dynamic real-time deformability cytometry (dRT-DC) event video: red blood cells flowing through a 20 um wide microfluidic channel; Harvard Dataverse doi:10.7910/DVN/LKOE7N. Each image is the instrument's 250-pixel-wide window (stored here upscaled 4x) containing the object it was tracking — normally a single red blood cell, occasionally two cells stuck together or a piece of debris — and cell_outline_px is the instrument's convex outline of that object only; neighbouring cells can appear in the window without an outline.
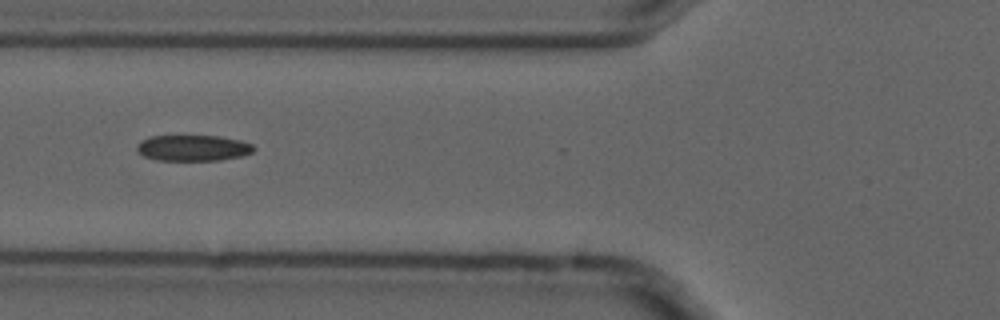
{"species": "common noctule bat (a hibernating species)", "species_latin": "Nyctalus noctula", "temperature_condition": "cold", "stored_images_in_passage": 4, "camera_frame_rate_fps": 3000, "um_per_image_px": 0.085, "animal": {"sex": "male", "forearm_length_mm": 52.5}, "frame": {"image": 1, "passage_image": 3, "time_ms": 0.667, "image_size_px": [1000, 320], "cell_outline_px": [[256, 148], [252, 152], [244, 156], [220, 160], [156, 160], [144, 156], [136, 148], [136, 144], [140, 140], [148, 136], [220, 136], [240, 140], [252, 144]], "centroid_in_image_um": [16.41, 12.57], "position_along_channel_um": 109.4, "area_um2": 17.8}}
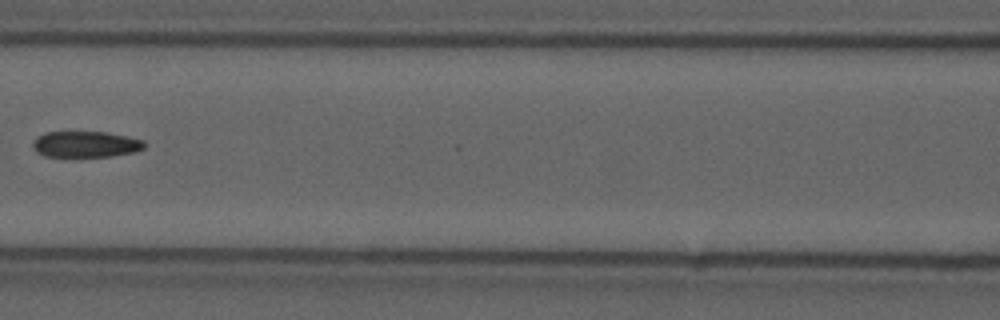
{"frame": {"image": 2, "passage_image": 4, "time_ms": 1.0, "image_size_px": [1000, 320], "cell_outline_px": [[144, 148], [136, 152], [112, 156], [44, 156], [36, 152], [32, 144], [36, 136], [44, 132], [108, 132], [128, 136], [144, 140]], "centroid_in_image_um": [7.29, 12.25], "position_along_channel_um": 159.3, "area_um2": 17.05}}